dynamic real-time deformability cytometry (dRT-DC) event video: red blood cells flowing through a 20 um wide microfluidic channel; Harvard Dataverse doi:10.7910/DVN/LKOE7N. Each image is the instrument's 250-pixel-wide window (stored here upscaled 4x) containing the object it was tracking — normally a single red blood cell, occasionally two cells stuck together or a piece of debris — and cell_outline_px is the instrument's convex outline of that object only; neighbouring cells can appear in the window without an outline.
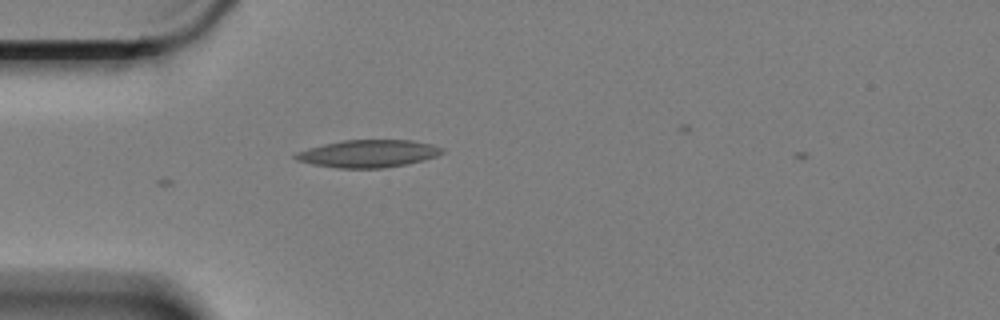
{"species": "Egyptian fruit bat (a non-hibernating species)", "species_latin": "Rousettus aegyptiacus", "temperature_condition": "cold", "stored_images_in_passage": 3, "camera_frame_rate_fps": 3000, "um_per_image_px": 0.085, "animal": {"sex": "female"}, "frame": {"image": 1, "passage_image": 2, "time_ms": 0.333, "image_size_px": [1000, 320], "cell_outline_px": [[444, 152], [436, 156], [424, 160], [404, 164], [380, 168], [340, 168], [312, 164], [296, 160], [292, 156], [296, 152], [308, 148], [324, 144], [344, 140], [412, 140], [432, 144], [444, 148]], "centroid_in_image_um": [31.29, 13.05], "position_along_channel_um": 53.7, "area_um2": 23.41}}